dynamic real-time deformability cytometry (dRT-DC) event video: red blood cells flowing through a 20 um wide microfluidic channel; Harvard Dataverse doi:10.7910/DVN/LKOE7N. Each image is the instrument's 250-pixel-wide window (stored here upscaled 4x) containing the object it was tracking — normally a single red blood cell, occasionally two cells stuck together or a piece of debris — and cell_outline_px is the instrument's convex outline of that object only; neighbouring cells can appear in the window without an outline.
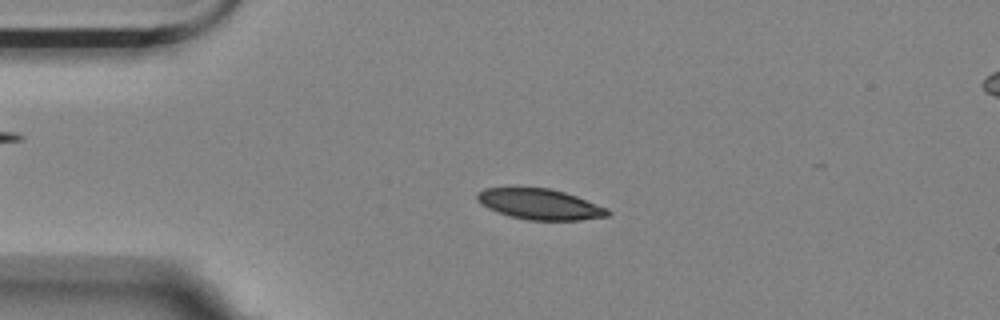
{"species": "Egyptian fruit bat (a non-hibernating species)", "species_latin": "Rousettus aegyptiacus", "temperature_condition": "room temperature", "stored_images_in_passage": 50, "camera_frame_rate_fps": 3000, "um_per_image_px": 0.085, "animal": {"sex": "female"}, "frame": {"image": 1, "passage_image": 12, "time_ms": 3.667, "image_size_px": [1000, 320], "cell_outline_px": [[612, 212], [608, 216], [580, 220], [528, 220], [508, 216], [496, 212], [480, 204], [476, 200], [476, 192], [484, 188], [512, 184], [552, 188], [576, 196], [608, 208]], "centroid_in_image_um": [45.78, 17.3], "position_along_channel_um": 39.2, "area_um2": 24.45}}
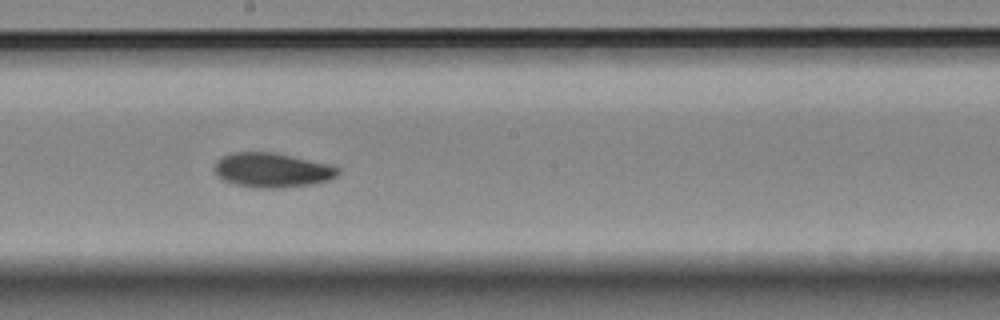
{"frame": {"image": 2, "passage_image": 30, "time_ms": 9.667, "image_size_px": [1000, 320], "cell_outline_px": [[340, 172], [336, 176], [328, 180], [312, 184], [276, 188], [256, 188], [236, 184], [224, 180], [216, 176], [212, 168], [216, 160], [220, 156], [232, 152], [276, 152], [332, 164], [340, 168]], "centroid_in_image_um": [23.11, 14.44], "position_along_channel_um": 225.1, "area_um2": 25.32}}
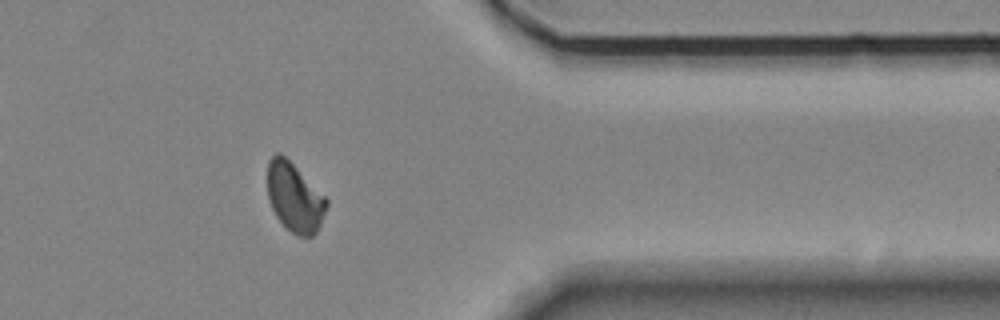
{"frame": {"image": 3, "passage_image": 45, "time_ms": 14.667, "image_size_px": [1000, 320], "cell_outline_px": [[328, 204], [320, 228], [312, 236], [296, 236], [276, 216], [268, 200], [268, 160], [276, 152], [280, 152], [328, 200]], "centroid_in_image_um": [25.04, 16.8], "position_along_channel_um": 386.4, "area_um2": 23.41}, "authors_computed_cell_mechanics": {"area_um2": 24.276, "velocity_mm_per_s": 3.5363, "shape_relaxation_time_tau1_ms": 8.6344, "shape_relaxation_time_tau2_ms": 5.211, "deformation_change_tau1": 0.1964, "deformation_change_tau2": 0.0569}}